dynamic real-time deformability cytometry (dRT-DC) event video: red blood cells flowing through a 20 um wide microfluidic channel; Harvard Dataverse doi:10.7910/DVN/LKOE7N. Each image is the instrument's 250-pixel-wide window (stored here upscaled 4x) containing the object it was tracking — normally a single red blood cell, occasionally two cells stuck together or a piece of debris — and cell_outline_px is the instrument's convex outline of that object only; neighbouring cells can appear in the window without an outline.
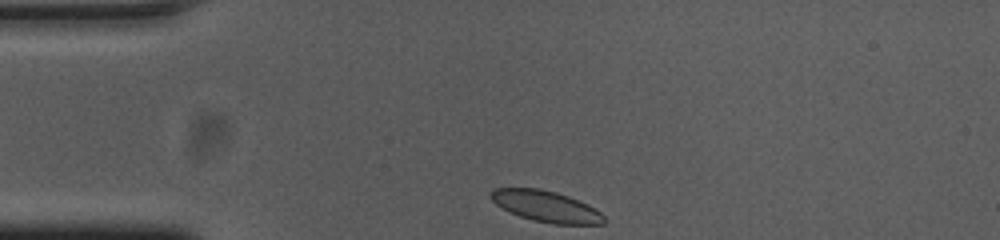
{"species": "common noctule bat (a hibernating species)", "species_latin": "Nyctalus noctula", "temperature_condition": "cold", "stored_images_in_passage": 33, "camera_frame_rate_fps": 3000, "um_per_image_px": 0.085, "animal": {"sex": "female", "body_mass_g": 23.0, "forearm_length_mm": 53.4}, "frame": {"image": 1, "passage_image": 1, "time_ms": 0.0, "image_size_px": [1000, 240], "cell_outline_px": [[604, 224], [552, 224], [532, 220], [520, 216], [496, 204], [488, 196], [492, 188], [540, 188], [556, 192], [568, 196], [588, 204], [596, 208], [604, 216]], "centroid_in_image_um": [46.41, 17.53], "position_along_channel_um": 38.6, "area_um2": 20.52}}
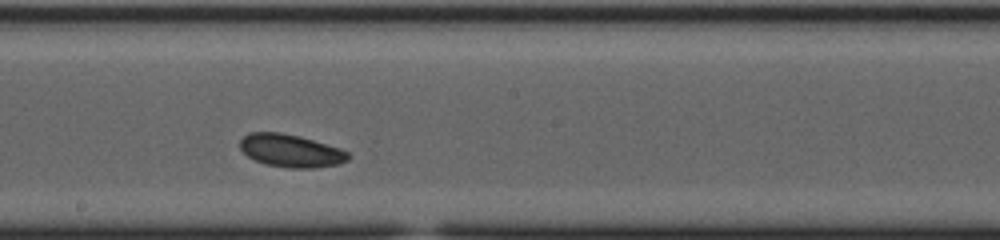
{"frame": {"image": 2, "passage_image": 19, "time_ms": 6.0, "image_size_px": [1000, 240], "cell_outline_px": [[352, 156], [348, 160], [340, 164], [312, 168], [288, 168], [264, 164], [248, 156], [240, 148], [240, 140], [248, 132], [280, 132], [300, 136], [340, 148], [348, 152]], "centroid_in_image_um": [24.74, 12.81], "position_along_channel_um": 223.5, "area_um2": 20.81}}
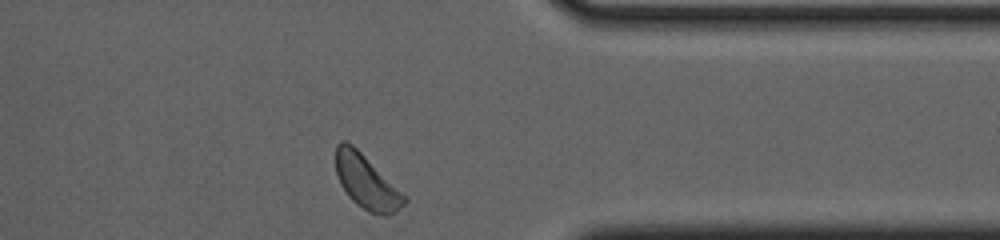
{"frame": {"image": 3, "passage_image": 33, "time_ms": 10.667, "image_size_px": [1000, 240], "cell_outline_px": [[408, 200], [396, 212], [388, 216], [384, 216], [368, 212], [356, 204], [348, 196], [340, 184], [336, 172], [336, 144], [340, 140], [344, 140], [352, 144], [408, 196]], "centroid_in_image_um": [31.18, 15.48], "position_along_channel_um": 380.2, "area_um2": 21.79}, "authors_computed_cell_mechanics": {"area_um2": 20.519, "velocity_mm_per_s": 3.5942, "shape_relaxation_time_tau1_ms": null, "shape_relaxation_time_tau2_ms": 6.0363, "deformation_change_tau1": null, "deformation_change_tau2": 0.0788}}